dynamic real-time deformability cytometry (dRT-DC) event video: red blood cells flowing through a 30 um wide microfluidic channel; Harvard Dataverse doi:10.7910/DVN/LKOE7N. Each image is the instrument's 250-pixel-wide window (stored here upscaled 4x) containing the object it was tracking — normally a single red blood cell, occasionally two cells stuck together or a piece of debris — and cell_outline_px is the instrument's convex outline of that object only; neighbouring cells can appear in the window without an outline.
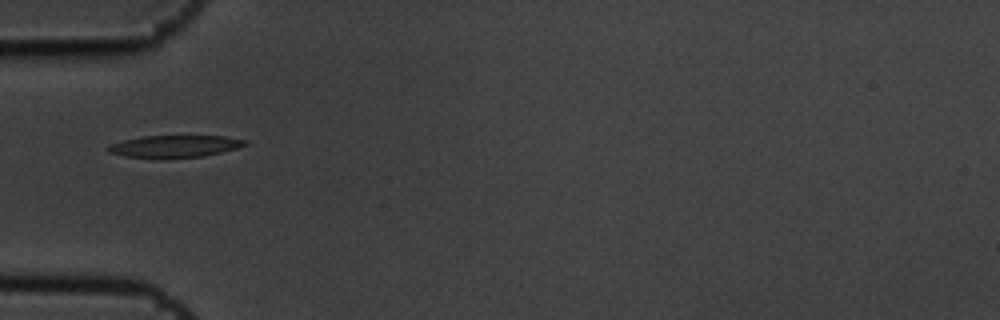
{"species": "common noctule bat (a hibernating species)", "species_latin": "Nyctalus noctula", "temperature_condition": "cold", "stored_images_in_passage": 8, "camera_frame_rate_fps": 3000, "um_per_image_px": 0.085, "animal": {"sex": "male", "body_mass_g": 19.5, "forearm_length_mm": 54.6}, "frame": {"image": 1, "passage_image": 4, "time_ms": 1.0, "image_size_px": [1000, 320], "cell_outline_px": [[248, 144], [236, 148], [204, 156], [164, 160], [124, 156], [108, 152], [104, 148], [108, 144], [124, 140], [144, 136], [228, 136], [248, 140]], "centroid_in_image_um": [14.8, 12.46], "position_along_channel_um": 70.2, "area_um2": 18.21}}
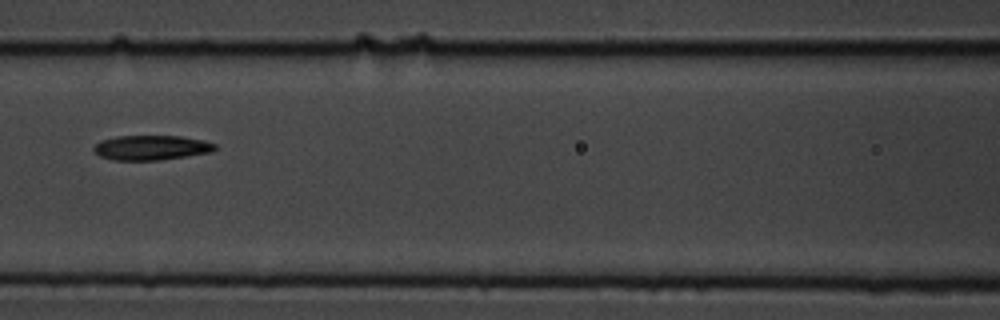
{"frame": {"image": 2, "passage_image": 6, "time_ms": 1.667, "image_size_px": [1000, 320], "cell_outline_px": [[216, 148], [212, 152], [160, 160], [112, 160], [100, 156], [92, 148], [100, 140], [116, 136], [180, 136], [204, 140], [216, 144]], "centroid_in_image_um": [12.86, 12.55], "position_along_channel_um": 153.7, "area_um2": 17.51}}
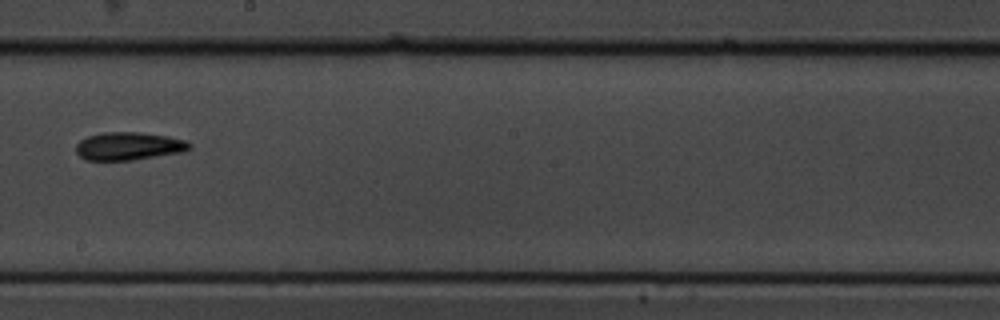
{"frame": {"image": 3, "passage_image": 8, "time_ms": 2.333, "image_size_px": [1000, 320], "cell_outline_px": [[192, 148], [184, 152], [132, 160], [84, 160], [76, 152], [76, 144], [80, 140], [88, 136], [104, 132], [140, 132], [168, 136], [184, 140], [192, 144]], "centroid_in_image_um": [10.95, 12.42], "position_along_channel_um": 237.2, "area_um2": 18.61}}